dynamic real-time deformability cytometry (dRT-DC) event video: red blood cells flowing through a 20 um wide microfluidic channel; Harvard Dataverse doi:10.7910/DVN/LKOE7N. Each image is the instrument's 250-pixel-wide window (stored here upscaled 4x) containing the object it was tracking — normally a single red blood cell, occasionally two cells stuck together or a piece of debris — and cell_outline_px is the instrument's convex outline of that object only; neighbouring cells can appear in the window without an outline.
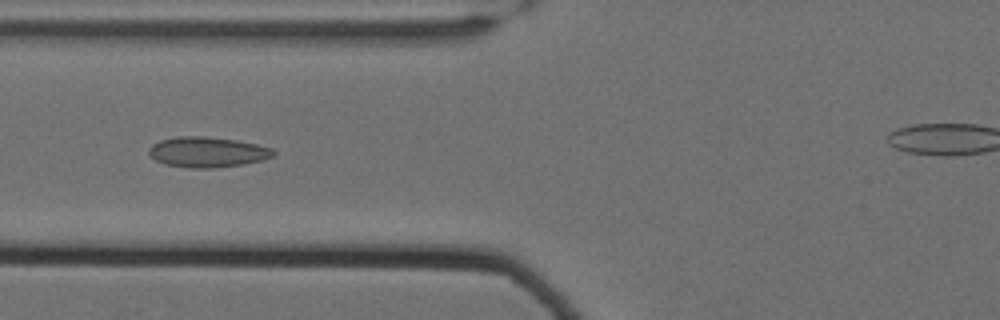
{"species": "Egyptian fruit bat (a non-hibernating species)", "species_latin": "Rousettus aegyptiacus", "temperature_condition": "cold", "stored_images_in_passage": 11, "camera_frame_rate_fps": 3000, "um_per_image_px": 0.085, "animal": {"sex": "female"}, "frame": {"image": 1, "passage_image": 10, "time_ms": 3.0, "image_size_px": [1000, 320], "cell_outline_px": [[276, 152], [272, 156], [264, 160], [244, 164], [216, 168], [188, 168], [164, 164], [156, 160], [148, 152], [148, 148], [152, 144], [160, 140], [176, 136], [204, 136], [236, 140], [256, 144], [272, 148]], "centroid_in_image_um": [17.62, 12.93], "position_along_channel_um": 108.2, "area_um2": 22.2}}